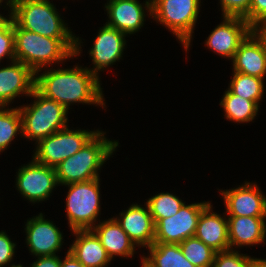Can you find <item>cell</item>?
Returning a JSON list of instances; mask_svg holds the SVG:
<instances>
[{
	"mask_svg": "<svg viewBox=\"0 0 266 267\" xmlns=\"http://www.w3.org/2000/svg\"><path fill=\"white\" fill-rule=\"evenodd\" d=\"M38 74V75H37ZM35 88L45 97L63 105L67 110L72 103L104 106L99 77L89 68L78 65L72 69H48L35 73Z\"/></svg>",
	"mask_w": 266,
	"mask_h": 267,
	"instance_id": "1",
	"label": "cell"
},
{
	"mask_svg": "<svg viewBox=\"0 0 266 267\" xmlns=\"http://www.w3.org/2000/svg\"><path fill=\"white\" fill-rule=\"evenodd\" d=\"M15 59L34 73L52 63L74 57L76 38H50L19 27L14 22Z\"/></svg>",
	"mask_w": 266,
	"mask_h": 267,
	"instance_id": "2",
	"label": "cell"
},
{
	"mask_svg": "<svg viewBox=\"0 0 266 267\" xmlns=\"http://www.w3.org/2000/svg\"><path fill=\"white\" fill-rule=\"evenodd\" d=\"M99 132L86 143L78 152L62 161L55 167L58 185L86 182L100 178V167L112 156L117 141H111Z\"/></svg>",
	"mask_w": 266,
	"mask_h": 267,
	"instance_id": "3",
	"label": "cell"
},
{
	"mask_svg": "<svg viewBox=\"0 0 266 267\" xmlns=\"http://www.w3.org/2000/svg\"><path fill=\"white\" fill-rule=\"evenodd\" d=\"M49 0H14L12 19L21 28L50 38H76L74 56L81 53V40L72 34ZM80 46V47H79Z\"/></svg>",
	"mask_w": 266,
	"mask_h": 267,
	"instance_id": "4",
	"label": "cell"
},
{
	"mask_svg": "<svg viewBox=\"0 0 266 267\" xmlns=\"http://www.w3.org/2000/svg\"><path fill=\"white\" fill-rule=\"evenodd\" d=\"M29 97L35 99L31 106L19 107L22 116V136L36 140L37 144L68 126V110L63 105L45 97L36 88Z\"/></svg>",
	"mask_w": 266,
	"mask_h": 267,
	"instance_id": "5",
	"label": "cell"
},
{
	"mask_svg": "<svg viewBox=\"0 0 266 267\" xmlns=\"http://www.w3.org/2000/svg\"><path fill=\"white\" fill-rule=\"evenodd\" d=\"M200 0H147L144 8L175 34L187 51L200 10Z\"/></svg>",
	"mask_w": 266,
	"mask_h": 267,
	"instance_id": "6",
	"label": "cell"
},
{
	"mask_svg": "<svg viewBox=\"0 0 266 267\" xmlns=\"http://www.w3.org/2000/svg\"><path fill=\"white\" fill-rule=\"evenodd\" d=\"M100 178L86 182L71 183L66 208L70 230H87L96 225L100 212ZM95 222V223H94Z\"/></svg>",
	"mask_w": 266,
	"mask_h": 267,
	"instance_id": "7",
	"label": "cell"
},
{
	"mask_svg": "<svg viewBox=\"0 0 266 267\" xmlns=\"http://www.w3.org/2000/svg\"><path fill=\"white\" fill-rule=\"evenodd\" d=\"M69 126L40 140L33 159L43 165L55 168L62 161L78 152L98 132L86 130H70Z\"/></svg>",
	"mask_w": 266,
	"mask_h": 267,
	"instance_id": "8",
	"label": "cell"
},
{
	"mask_svg": "<svg viewBox=\"0 0 266 267\" xmlns=\"http://www.w3.org/2000/svg\"><path fill=\"white\" fill-rule=\"evenodd\" d=\"M209 203H184L174 216L160 219L155 224L154 243L180 244L187 238L194 237L199 216Z\"/></svg>",
	"mask_w": 266,
	"mask_h": 267,
	"instance_id": "9",
	"label": "cell"
},
{
	"mask_svg": "<svg viewBox=\"0 0 266 267\" xmlns=\"http://www.w3.org/2000/svg\"><path fill=\"white\" fill-rule=\"evenodd\" d=\"M58 186L55 168L32 159L28 165L18 169L16 187L21 195L32 203L47 200Z\"/></svg>",
	"mask_w": 266,
	"mask_h": 267,
	"instance_id": "10",
	"label": "cell"
},
{
	"mask_svg": "<svg viewBox=\"0 0 266 267\" xmlns=\"http://www.w3.org/2000/svg\"><path fill=\"white\" fill-rule=\"evenodd\" d=\"M205 41L206 46L224 58L234 57L240 43L253 30L243 17L224 16Z\"/></svg>",
	"mask_w": 266,
	"mask_h": 267,
	"instance_id": "11",
	"label": "cell"
},
{
	"mask_svg": "<svg viewBox=\"0 0 266 267\" xmlns=\"http://www.w3.org/2000/svg\"><path fill=\"white\" fill-rule=\"evenodd\" d=\"M220 192L229 216L266 217V196L257 184L245 182L237 188Z\"/></svg>",
	"mask_w": 266,
	"mask_h": 267,
	"instance_id": "12",
	"label": "cell"
},
{
	"mask_svg": "<svg viewBox=\"0 0 266 267\" xmlns=\"http://www.w3.org/2000/svg\"><path fill=\"white\" fill-rule=\"evenodd\" d=\"M26 243L29 251L39 256H53L62 247L63 235L53 222L44 219L42 213L26 223Z\"/></svg>",
	"mask_w": 266,
	"mask_h": 267,
	"instance_id": "13",
	"label": "cell"
},
{
	"mask_svg": "<svg viewBox=\"0 0 266 267\" xmlns=\"http://www.w3.org/2000/svg\"><path fill=\"white\" fill-rule=\"evenodd\" d=\"M125 33L105 24L100 28L89 51L94 67L89 69L97 77L99 71L113 65L122 58L126 45Z\"/></svg>",
	"mask_w": 266,
	"mask_h": 267,
	"instance_id": "14",
	"label": "cell"
},
{
	"mask_svg": "<svg viewBox=\"0 0 266 267\" xmlns=\"http://www.w3.org/2000/svg\"><path fill=\"white\" fill-rule=\"evenodd\" d=\"M35 88V73L24 63L12 61L0 68V106L6 107L20 94L30 96Z\"/></svg>",
	"mask_w": 266,
	"mask_h": 267,
	"instance_id": "15",
	"label": "cell"
},
{
	"mask_svg": "<svg viewBox=\"0 0 266 267\" xmlns=\"http://www.w3.org/2000/svg\"><path fill=\"white\" fill-rule=\"evenodd\" d=\"M232 62L233 72L264 79L266 74V47L254 30L240 43Z\"/></svg>",
	"mask_w": 266,
	"mask_h": 267,
	"instance_id": "16",
	"label": "cell"
},
{
	"mask_svg": "<svg viewBox=\"0 0 266 267\" xmlns=\"http://www.w3.org/2000/svg\"><path fill=\"white\" fill-rule=\"evenodd\" d=\"M136 246L149 248L155 240V223L149 208L133 204L115 218Z\"/></svg>",
	"mask_w": 266,
	"mask_h": 267,
	"instance_id": "17",
	"label": "cell"
},
{
	"mask_svg": "<svg viewBox=\"0 0 266 267\" xmlns=\"http://www.w3.org/2000/svg\"><path fill=\"white\" fill-rule=\"evenodd\" d=\"M142 6L138 0H109L105 5L109 18L106 24L126 35L136 33L146 20Z\"/></svg>",
	"mask_w": 266,
	"mask_h": 267,
	"instance_id": "18",
	"label": "cell"
},
{
	"mask_svg": "<svg viewBox=\"0 0 266 267\" xmlns=\"http://www.w3.org/2000/svg\"><path fill=\"white\" fill-rule=\"evenodd\" d=\"M214 213L209 203L199 216L195 237L216 252L230 250L227 217Z\"/></svg>",
	"mask_w": 266,
	"mask_h": 267,
	"instance_id": "19",
	"label": "cell"
},
{
	"mask_svg": "<svg viewBox=\"0 0 266 267\" xmlns=\"http://www.w3.org/2000/svg\"><path fill=\"white\" fill-rule=\"evenodd\" d=\"M266 217L228 216V238L230 250L261 244L266 237Z\"/></svg>",
	"mask_w": 266,
	"mask_h": 267,
	"instance_id": "20",
	"label": "cell"
},
{
	"mask_svg": "<svg viewBox=\"0 0 266 267\" xmlns=\"http://www.w3.org/2000/svg\"><path fill=\"white\" fill-rule=\"evenodd\" d=\"M75 241L69 248L74 257L85 267H106L111 258L97 235L91 230H73Z\"/></svg>",
	"mask_w": 266,
	"mask_h": 267,
	"instance_id": "21",
	"label": "cell"
},
{
	"mask_svg": "<svg viewBox=\"0 0 266 267\" xmlns=\"http://www.w3.org/2000/svg\"><path fill=\"white\" fill-rule=\"evenodd\" d=\"M91 230L97 235L111 259L115 256L133 257L136 246L115 218L99 222Z\"/></svg>",
	"mask_w": 266,
	"mask_h": 267,
	"instance_id": "22",
	"label": "cell"
},
{
	"mask_svg": "<svg viewBox=\"0 0 266 267\" xmlns=\"http://www.w3.org/2000/svg\"><path fill=\"white\" fill-rule=\"evenodd\" d=\"M142 267H196L184 256L179 244L153 243Z\"/></svg>",
	"mask_w": 266,
	"mask_h": 267,
	"instance_id": "23",
	"label": "cell"
},
{
	"mask_svg": "<svg viewBox=\"0 0 266 267\" xmlns=\"http://www.w3.org/2000/svg\"><path fill=\"white\" fill-rule=\"evenodd\" d=\"M220 106L225 111L226 119L239 123L253 121L259 110L254 101L237 96L229 89L225 91Z\"/></svg>",
	"mask_w": 266,
	"mask_h": 267,
	"instance_id": "24",
	"label": "cell"
},
{
	"mask_svg": "<svg viewBox=\"0 0 266 267\" xmlns=\"http://www.w3.org/2000/svg\"><path fill=\"white\" fill-rule=\"evenodd\" d=\"M264 79L234 72L229 90L242 98L254 101L259 106L264 94Z\"/></svg>",
	"mask_w": 266,
	"mask_h": 267,
	"instance_id": "25",
	"label": "cell"
},
{
	"mask_svg": "<svg viewBox=\"0 0 266 267\" xmlns=\"http://www.w3.org/2000/svg\"><path fill=\"white\" fill-rule=\"evenodd\" d=\"M0 106V152H3L20 132L22 135V116L19 108ZM18 132V133H17Z\"/></svg>",
	"mask_w": 266,
	"mask_h": 267,
	"instance_id": "26",
	"label": "cell"
},
{
	"mask_svg": "<svg viewBox=\"0 0 266 267\" xmlns=\"http://www.w3.org/2000/svg\"><path fill=\"white\" fill-rule=\"evenodd\" d=\"M186 259L196 267H212L216 251L194 237L187 238L180 244Z\"/></svg>",
	"mask_w": 266,
	"mask_h": 267,
	"instance_id": "27",
	"label": "cell"
},
{
	"mask_svg": "<svg viewBox=\"0 0 266 267\" xmlns=\"http://www.w3.org/2000/svg\"><path fill=\"white\" fill-rule=\"evenodd\" d=\"M184 203L177 196L163 192L149 198L145 204L148 206L149 212L156 224L160 219L174 216Z\"/></svg>",
	"mask_w": 266,
	"mask_h": 267,
	"instance_id": "28",
	"label": "cell"
},
{
	"mask_svg": "<svg viewBox=\"0 0 266 267\" xmlns=\"http://www.w3.org/2000/svg\"><path fill=\"white\" fill-rule=\"evenodd\" d=\"M0 18V61L7 57L15 61L14 21L11 15Z\"/></svg>",
	"mask_w": 266,
	"mask_h": 267,
	"instance_id": "29",
	"label": "cell"
},
{
	"mask_svg": "<svg viewBox=\"0 0 266 267\" xmlns=\"http://www.w3.org/2000/svg\"><path fill=\"white\" fill-rule=\"evenodd\" d=\"M250 257L236 250L216 252L212 267H249Z\"/></svg>",
	"mask_w": 266,
	"mask_h": 267,
	"instance_id": "30",
	"label": "cell"
},
{
	"mask_svg": "<svg viewBox=\"0 0 266 267\" xmlns=\"http://www.w3.org/2000/svg\"><path fill=\"white\" fill-rule=\"evenodd\" d=\"M222 15L244 17L249 12L251 0H220Z\"/></svg>",
	"mask_w": 266,
	"mask_h": 267,
	"instance_id": "31",
	"label": "cell"
},
{
	"mask_svg": "<svg viewBox=\"0 0 266 267\" xmlns=\"http://www.w3.org/2000/svg\"><path fill=\"white\" fill-rule=\"evenodd\" d=\"M243 18L252 28L266 22V0H251L249 12Z\"/></svg>",
	"mask_w": 266,
	"mask_h": 267,
	"instance_id": "32",
	"label": "cell"
},
{
	"mask_svg": "<svg viewBox=\"0 0 266 267\" xmlns=\"http://www.w3.org/2000/svg\"><path fill=\"white\" fill-rule=\"evenodd\" d=\"M16 244L10 240L6 232H0V267L9 265L15 253Z\"/></svg>",
	"mask_w": 266,
	"mask_h": 267,
	"instance_id": "33",
	"label": "cell"
},
{
	"mask_svg": "<svg viewBox=\"0 0 266 267\" xmlns=\"http://www.w3.org/2000/svg\"><path fill=\"white\" fill-rule=\"evenodd\" d=\"M30 267H60V258L57 255L39 256Z\"/></svg>",
	"mask_w": 266,
	"mask_h": 267,
	"instance_id": "34",
	"label": "cell"
},
{
	"mask_svg": "<svg viewBox=\"0 0 266 267\" xmlns=\"http://www.w3.org/2000/svg\"><path fill=\"white\" fill-rule=\"evenodd\" d=\"M60 267H85V266L81 262H79L70 251H67L65 259L63 261L60 259Z\"/></svg>",
	"mask_w": 266,
	"mask_h": 267,
	"instance_id": "35",
	"label": "cell"
},
{
	"mask_svg": "<svg viewBox=\"0 0 266 267\" xmlns=\"http://www.w3.org/2000/svg\"><path fill=\"white\" fill-rule=\"evenodd\" d=\"M253 30L262 39L266 47V22L258 24L255 28H253Z\"/></svg>",
	"mask_w": 266,
	"mask_h": 267,
	"instance_id": "36",
	"label": "cell"
},
{
	"mask_svg": "<svg viewBox=\"0 0 266 267\" xmlns=\"http://www.w3.org/2000/svg\"><path fill=\"white\" fill-rule=\"evenodd\" d=\"M249 267H266V259H258L250 257Z\"/></svg>",
	"mask_w": 266,
	"mask_h": 267,
	"instance_id": "37",
	"label": "cell"
},
{
	"mask_svg": "<svg viewBox=\"0 0 266 267\" xmlns=\"http://www.w3.org/2000/svg\"><path fill=\"white\" fill-rule=\"evenodd\" d=\"M13 1L14 0H8L6 3V5H8L9 6V9H10V15H12V9H13Z\"/></svg>",
	"mask_w": 266,
	"mask_h": 267,
	"instance_id": "38",
	"label": "cell"
},
{
	"mask_svg": "<svg viewBox=\"0 0 266 267\" xmlns=\"http://www.w3.org/2000/svg\"><path fill=\"white\" fill-rule=\"evenodd\" d=\"M9 267H23V266L21 264H18V265L12 264Z\"/></svg>",
	"mask_w": 266,
	"mask_h": 267,
	"instance_id": "39",
	"label": "cell"
},
{
	"mask_svg": "<svg viewBox=\"0 0 266 267\" xmlns=\"http://www.w3.org/2000/svg\"><path fill=\"white\" fill-rule=\"evenodd\" d=\"M4 0H0V4H2L1 2H3ZM0 18H4V16H2L1 14H0Z\"/></svg>",
	"mask_w": 266,
	"mask_h": 267,
	"instance_id": "40",
	"label": "cell"
}]
</instances>
